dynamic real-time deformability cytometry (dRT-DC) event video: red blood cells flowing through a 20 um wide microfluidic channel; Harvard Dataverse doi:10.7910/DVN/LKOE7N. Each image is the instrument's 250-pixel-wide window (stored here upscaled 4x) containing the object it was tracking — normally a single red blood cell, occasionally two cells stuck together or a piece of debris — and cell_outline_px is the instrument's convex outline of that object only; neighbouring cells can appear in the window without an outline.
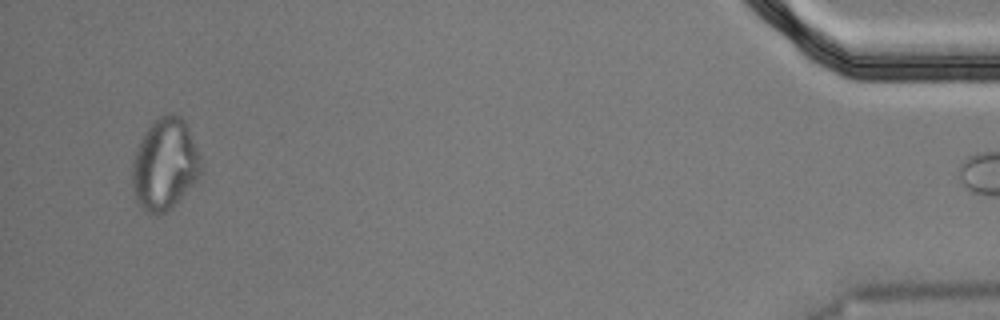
{"species": "Egyptian fruit bat (a non-hibernating species)", "species_latin": "Rousettus aegyptiacus", "temperature_condition": "cold", "stored_images_in_passage": 47, "segment_of_instrument_passage": [2, 2], "camera_frame_rate_fps": 3000, "um_per_image_px": 0.085, "animal": {"sex": "male"}, "frame": {"image": 1, "passage_image": 46, "time_ms": 15.0, "image_size_px": [1000, 320], "cell_outline_px": [[204, 172], [200, 180], [172, 208], [156, 216], [144, 212], [136, 200], [132, 184], [132, 160], [152, 120], [168, 112], [176, 112], [184, 120], [188, 128], [204, 168]], "centroid_in_image_um": [14.05, 14.01], "position_along_channel_um": 421.1, "area_um2": 37.34}}